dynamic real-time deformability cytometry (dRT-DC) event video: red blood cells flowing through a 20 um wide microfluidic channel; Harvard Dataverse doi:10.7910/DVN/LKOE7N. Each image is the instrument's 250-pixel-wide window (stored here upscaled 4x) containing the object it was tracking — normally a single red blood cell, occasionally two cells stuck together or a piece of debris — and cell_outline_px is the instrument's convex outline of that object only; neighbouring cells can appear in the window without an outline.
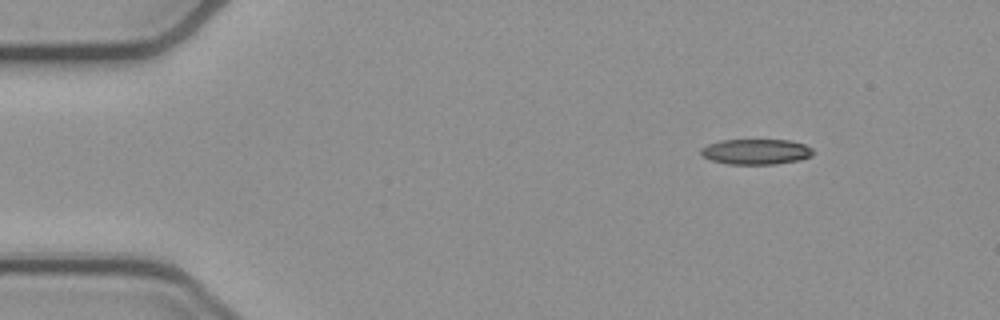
{"species": "common noctule bat (a hibernating species)", "species_latin": "Nyctalus noctula", "temperature_condition": "cold", "stored_images_in_passage": 4, "camera_frame_rate_fps": 3000, "um_per_image_px": 0.085, "animal": {"sex": "female", "body_mass_g": 21.9}, "frame": {"image": 1, "passage_image": 1, "time_ms": 0.0, "image_size_px": [1000, 320], "cell_outline_px": [[812, 156], [800, 160], [776, 164], [728, 164], [712, 160], [700, 156], [700, 148], [708, 144], [720, 140], [792, 140], [804, 144], [812, 148]], "centroid_in_image_um": [64.24, 12.89], "position_along_channel_um": 20.8, "area_um2": 16.76}}